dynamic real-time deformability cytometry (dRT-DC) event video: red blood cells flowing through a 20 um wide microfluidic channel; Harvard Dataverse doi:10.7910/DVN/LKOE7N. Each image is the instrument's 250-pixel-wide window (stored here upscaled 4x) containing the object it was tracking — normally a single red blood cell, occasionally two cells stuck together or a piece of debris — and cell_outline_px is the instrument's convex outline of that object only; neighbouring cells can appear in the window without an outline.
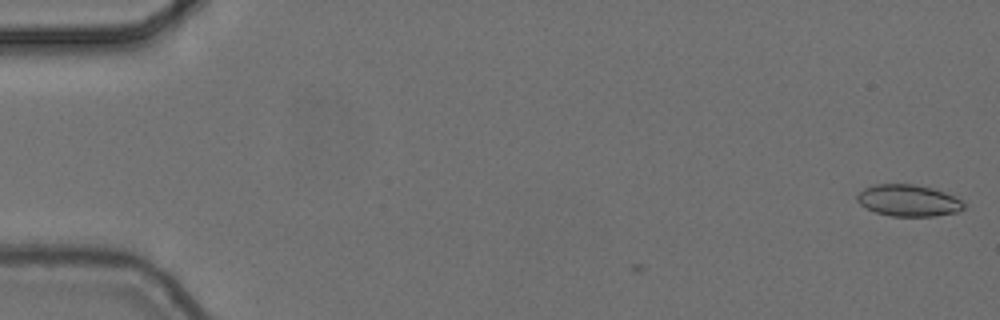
{"species": "common noctule bat (a hibernating species)", "species_latin": "Nyctalus noctula", "temperature_condition": "cold", "stored_images_in_passage": 4, "camera_frame_rate_fps": 3000, "um_per_image_px": 0.085, "animal": {"sex": "female", "body_mass_g": 24.6, "forearm_length_mm": 56.2}, "frame": {"image": 1, "passage_image": 1, "time_ms": 0.0, "image_size_px": [1000, 320], "cell_outline_px": [[964, 208], [960, 212], [936, 216], [892, 216], [876, 212], [860, 204], [856, 200], [856, 196], [864, 188], [876, 184], [912, 184], [932, 188], [944, 192], [964, 200]], "centroid_in_image_um": [77.25, 17.05], "position_along_channel_um": 7.7, "area_um2": 19.71}}